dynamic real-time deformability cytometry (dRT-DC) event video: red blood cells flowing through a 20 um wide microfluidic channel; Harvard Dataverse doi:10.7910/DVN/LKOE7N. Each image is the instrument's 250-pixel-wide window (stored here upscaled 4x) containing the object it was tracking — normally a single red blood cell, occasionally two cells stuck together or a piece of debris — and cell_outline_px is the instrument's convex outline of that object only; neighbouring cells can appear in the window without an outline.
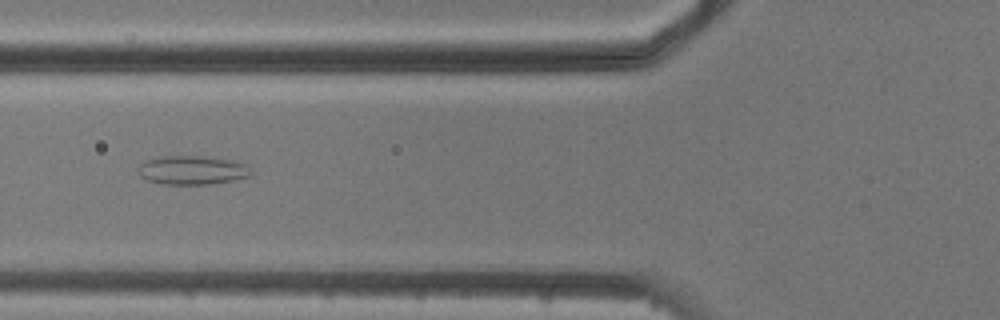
{"species": "common noctule bat (a hibernating species)", "species_latin": "Nyctalus noctula", "temperature_condition": "cold", "stored_images_in_passage": 6, "camera_frame_rate_fps": 3000, "um_per_image_px": 0.085, "animal": {"sex": "male", "body_mass_g": 20.5, "forearm_length_mm": 52.5}, "frame": {"image": 1, "passage_image": 5, "time_ms": 4.667, "image_size_px": [1000, 320], "cell_outline_px": [[252, 172], [248, 176], [232, 180], [208, 184], [160, 184], [148, 180], [140, 176], [136, 168], [144, 160], [164, 156], [204, 156], [228, 160], [248, 164]], "centroid_in_image_um": [16.29, 14.46], "position_along_channel_um": 109.5, "area_um2": 18.96}}
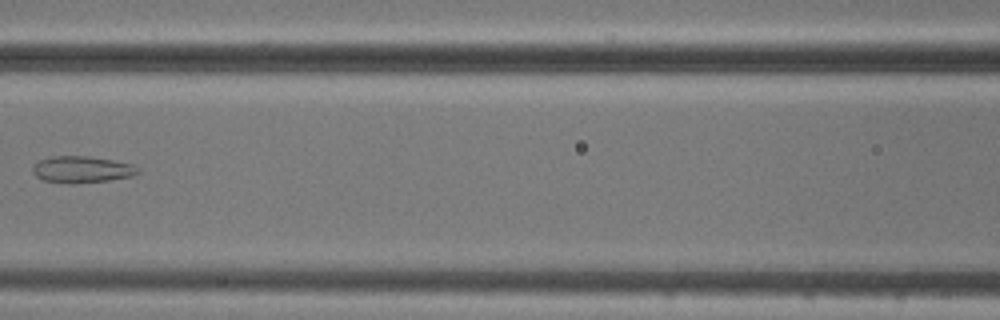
{"frame": {"image": 2, "passage_image": 6, "time_ms": 6.0, "image_size_px": [1000, 320], "cell_outline_px": [[140, 172], [132, 176], [108, 180], [76, 184], [68, 184], [44, 180], [36, 176], [32, 172], [32, 164], [40, 160], [52, 156], [88, 156], [112, 160], [132, 164], [140, 168]], "centroid_in_image_um": [6.94, 14.41], "position_along_channel_um": 159.7, "area_um2": 16.47}}